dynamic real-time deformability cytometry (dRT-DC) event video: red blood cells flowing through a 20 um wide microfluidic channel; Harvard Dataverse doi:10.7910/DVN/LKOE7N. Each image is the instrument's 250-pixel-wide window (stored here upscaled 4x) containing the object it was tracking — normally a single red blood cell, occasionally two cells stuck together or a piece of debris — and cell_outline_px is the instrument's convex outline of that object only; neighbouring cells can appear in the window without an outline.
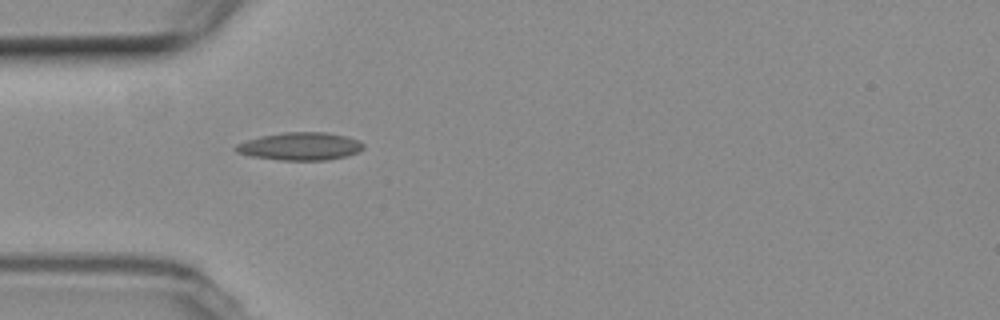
{"species": "common noctule bat (a hibernating species)", "species_latin": "Nyctalus noctula", "temperature_condition": "room temperature", "stored_images_in_passage": 42, "camera_frame_rate_fps": 3000, "um_per_image_px": 0.085, "animal": {"sex": "female", "body_mass_g": 19.3, "forearm_length_mm": 54.1}, "frame": {"image": 1, "passage_image": 1, "time_ms": 0.0, "image_size_px": [1000, 320], "cell_outline_px": [[364, 148], [360, 152], [344, 156], [324, 160], [280, 160], [252, 156], [236, 152], [232, 148], [236, 144], [260, 136], [284, 132], [328, 132], [348, 136], [360, 140], [364, 144]], "centroid_in_image_um": [25.54, 12.42], "position_along_channel_um": 59.5, "area_um2": 20.81}}
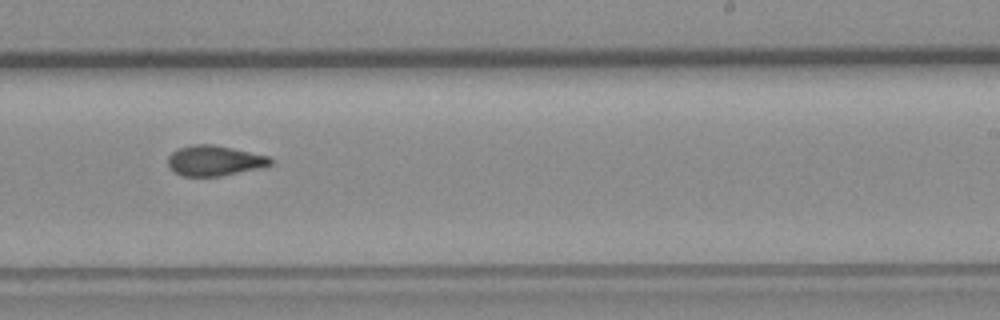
{"frame": {"image": 2, "passage_image": 19, "time_ms": 6.0, "image_size_px": [1000, 320], "cell_outline_px": [[272, 164], [260, 168], [220, 176], [184, 176], [172, 172], [168, 164], [168, 156], [172, 152], [180, 148], [192, 144], [212, 144], [232, 148], [268, 156], [272, 160]], "centroid_in_image_um": [18.2, 13.66], "position_along_channel_um": 270.8, "area_um2": 18.03}}
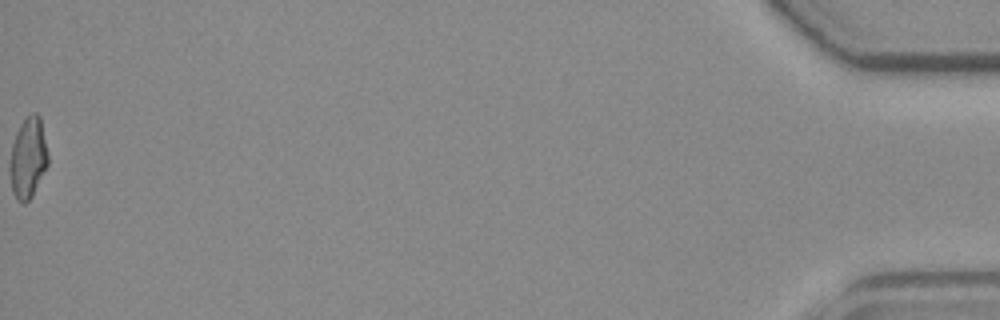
{"frame": {"image": 3, "passage_image": 42, "time_ms": 13.667, "image_size_px": [1000, 320], "cell_outline_px": [[48, 164], [32, 196], [24, 204], [20, 204], [16, 200], [12, 192], [12, 144], [16, 132], [20, 124], [32, 112], [36, 112], [40, 116], [48, 152]], "centroid_in_image_um": [2.42, 13.41], "position_along_channel_um": 432.8, "area_um2": 17.57}, "authors_computed_cell_mechanics": {"area_um2": 18.0336, "velocity_mm_per_s": 3.5569, "shape_relaxation_time_tau1_ms": null, "shape_relaxation_time_tau2_ms": 1.7239, "deformation_change_tau1": null, "deformation_change_tau2": 0.0841}}